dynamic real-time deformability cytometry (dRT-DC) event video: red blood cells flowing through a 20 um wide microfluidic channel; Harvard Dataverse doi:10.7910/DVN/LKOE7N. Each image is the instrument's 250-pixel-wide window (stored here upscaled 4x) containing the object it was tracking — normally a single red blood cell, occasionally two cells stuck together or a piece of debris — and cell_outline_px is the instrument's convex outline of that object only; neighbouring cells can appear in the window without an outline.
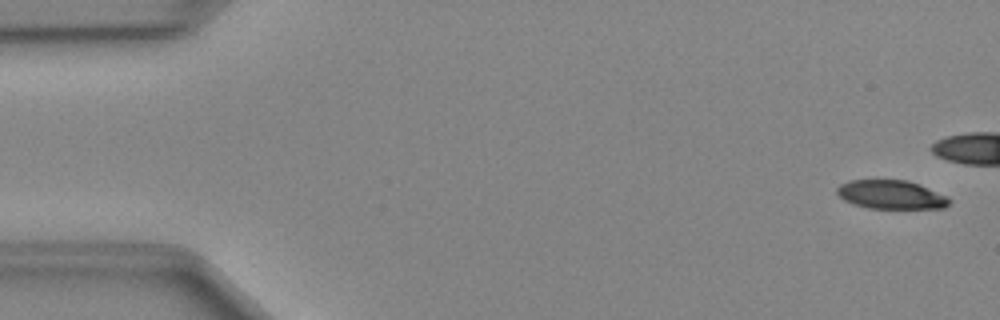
{"species": "Egyptian fruit bat (a non-hibernating species)", "species_latin": "Rousettus aegyptiacus", "temperature_condition": "cold", "stored_images_in_passage": 39, "camera_frame_rate_fps": 3000, "um_per_image_px": 0.085, "animal": {"sex": "female"}, "frame": {"image": 1, "passage_image": 2, "time_ms": 0.333, "image_size_px": [1000, 320], "cell_outline_px": [[952, 200], [944, 208], [868, 208], [844, 200], [836, 192], [836, 188], [840, 184], [848, 180], [908, 180], [920, 184], [948, 196]], "centroid_in_image_um": [75.77, 16.53], "position_along_channel_um": 9.2, "area_um2": 18.84}}
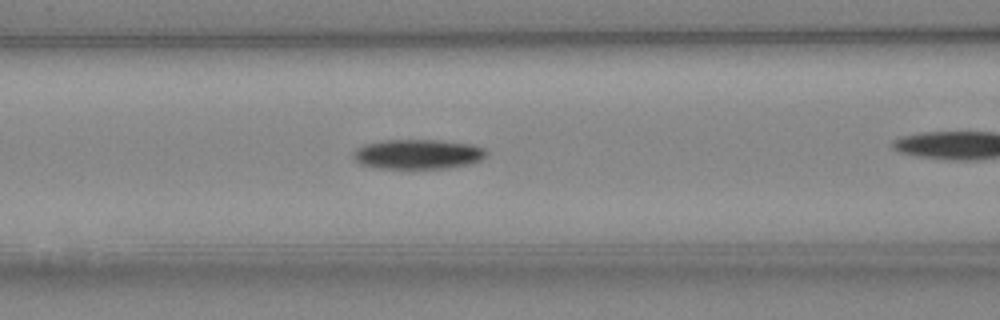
{"frame": {"image": 2, "passage_image": 20, "time_ms": 6.333, "image_size_px": [1000, 320], "cell_outline_px": [[488, 152], [480, 160], [468, 164], [448, 168], [376, 168], [360, 164], [352, 156], [352, 152], [356, 148], [364, 144], [380, 140], [444, 140], [472, 144], [484, 148]], "centroid_in_image_um": [35.49, 13.09], "position_along_channel_um": 131.1, "area_um2": 23.24}}
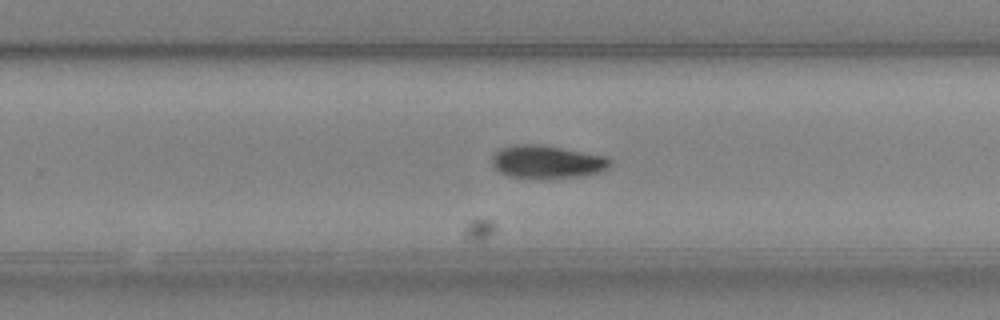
{"frame": {"image": 3, "passage_image": 31, "time_ms": 10.0, "image_size_px": [1000, 320], "cell_outline_px": [[612, 164], [604, 172], [584, 176], [508, 176], [500, 172], [492, 164], [492, 156], [500, 148], [516, 144], [540, 144], [604, 156], [612, 160]], "centroid_in_image_um": [46.53, 13.73], "position_along_channel_um": 283.3, "area_um2": 22.14}}